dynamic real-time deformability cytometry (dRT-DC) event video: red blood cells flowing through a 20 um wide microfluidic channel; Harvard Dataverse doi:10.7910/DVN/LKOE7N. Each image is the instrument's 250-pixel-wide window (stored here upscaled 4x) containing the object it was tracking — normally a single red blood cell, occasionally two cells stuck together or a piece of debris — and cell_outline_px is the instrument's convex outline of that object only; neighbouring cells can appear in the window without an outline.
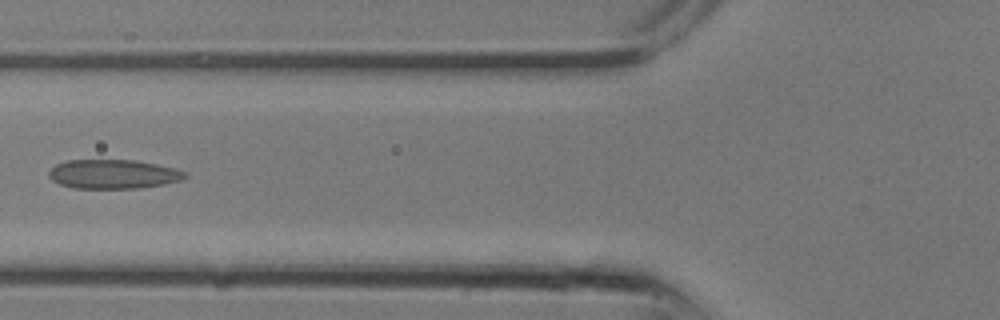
{"species": "common noctule bat (a hibernating species)", "species_latin": "Nyctalus noctula", "temperature_condition": "room temperature", "stored_images_in_passage": 7, "camera_frame_rate_fps": 3000, "um_per_image_px": 0.085, "animal": {"sex": "male", "body_mass_g": 13.3}, "frame": {"image": 1, "passage_image": 4, "time_ms": 1.0, "image_size_px": [1000, 320], "cell_outline_px": [[188, 176], [180, 180], [164, 184], [140, 188], [72, 188], [60, 184], [52, 180], [48, 176], [48, 172], [56, 164], [68, 160], [136, 160], [176, 168], [184, 172]], "centroid_in_image_um": [9.61, 14.8], "position_along_channel_um": 116.2, "area_um2": 23.12}}